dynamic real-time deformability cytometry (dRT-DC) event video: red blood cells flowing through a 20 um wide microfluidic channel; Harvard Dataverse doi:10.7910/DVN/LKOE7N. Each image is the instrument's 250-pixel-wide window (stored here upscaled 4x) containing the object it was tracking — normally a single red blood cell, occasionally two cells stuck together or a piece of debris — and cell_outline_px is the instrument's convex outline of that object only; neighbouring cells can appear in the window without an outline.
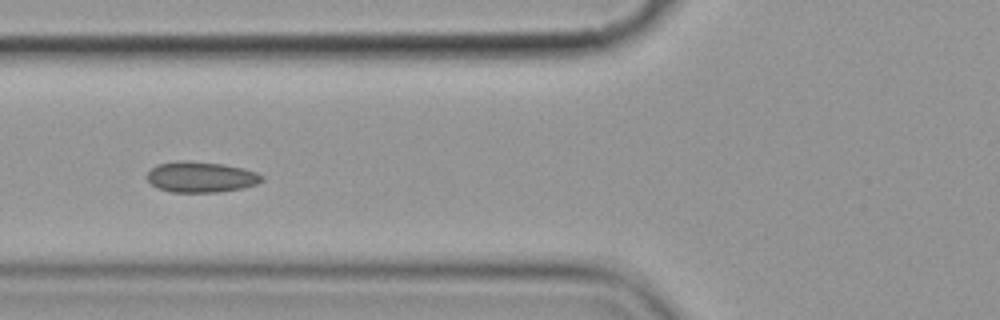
{"species": "common noctule bat (a hibernating species)", "species_latin": "Nyctalus noctula", "temperature_condition": "cold", "stored_images_in_passage": 6, "camera_frame_rate_fps": 3000, "um_per_image_px": 0.085, "animal": {"sex": "female", "body_mass_g": 19.9}, "frame": {"image": 1, "passage_image": 4, "time_ms": 3.667, "image_size_px": [1000, 320], "cell_outline_px": [[264, 180], [256, 184], [240, 188], [216, 192], [172, 192], [156, 188], [148, 180], [148, 172], [156, 164], [176, 160], [188, 160], [224, 164], [244, 168], [256, 172], [264, 176]], "centroid_in_image_um": [17.07, 15.03], "position_along_channel_um": 108.7, "area_um2": 20.69}}
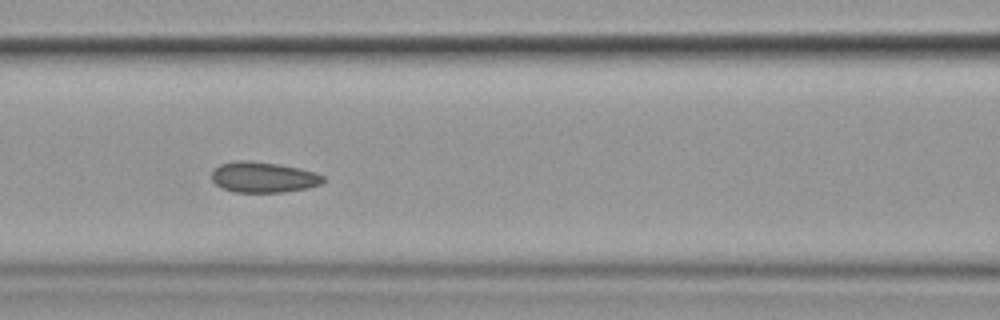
{"frame": {"image": 2, "passage_image": 5, "time_ms": 4.667, "image_size_px": [1000, 320], "cell_outline_px": [[328, 180], [320, 184], [308, 188], [284, 192], [236, 192], [220, 188], [212, 180], [212, 172], [220, 164], [236, 160], [248, 160], [280, 164], [300, 168], [316, 172], [324, 176]], "centroid_in_image_um": [22.42, 15.06], "position_along_channel_um": 144.2, "area_um2": 20.17}}
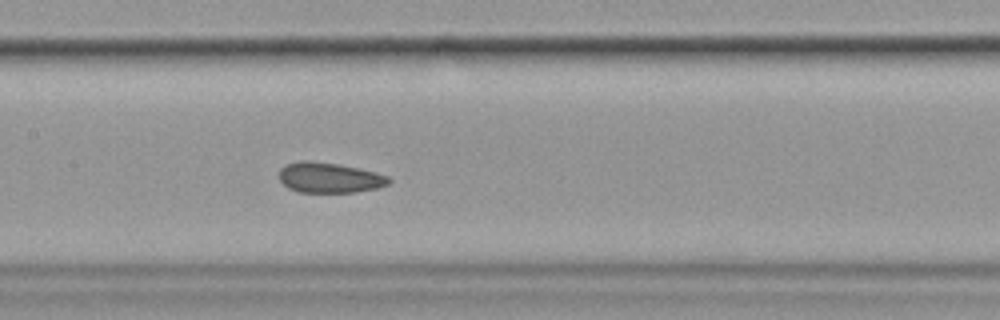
{"frame": {"image": 3, "passage_image": 6, "time_ms": 5.667, "image_size_px": [1000, 320], "cell_outline_px": [[392, 180], [388, 184], [376, 188], [356, 192], [300, 192], [288, 188], [280, 180], [280, 168], [284, 164], [304, 160], [308, 160], [336, 164], [376, 172], [388, 176]], "centroid_in_image_um": [27.99, 15.1], "position_along_channel_um": 179.4, "area_um2": 19.25}}